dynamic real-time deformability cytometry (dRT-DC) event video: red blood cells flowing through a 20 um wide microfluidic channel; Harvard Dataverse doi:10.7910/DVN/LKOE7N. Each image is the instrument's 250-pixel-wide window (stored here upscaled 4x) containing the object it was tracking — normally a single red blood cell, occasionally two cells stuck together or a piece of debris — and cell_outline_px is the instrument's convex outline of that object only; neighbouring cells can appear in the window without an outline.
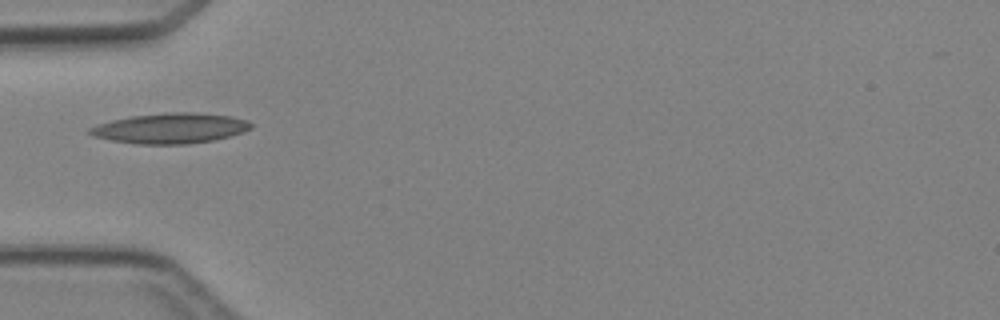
{"species": "Egyptian fruit bat (a non-hibernating species)", "species_latin": "Rousettus aegyptiacus", "temperature_condition": "cold", "stored_images_in_passage": 2, "camera_frame_rate_fps": 3000, "um_per_image_px": 0.085, "animal": {"sex": "female"}, "frame": {"image": 1, "passage_image": 1, "time_ms": 0.0, "image_size_px": [1000, 320], "cell_outline_px": [[252, 128], [244, 132], [232, 136], [212, 140], [188, 144], [136, 144], [112, 140], [92, 136], [88, 132], [88, 128], [112, 120], [132, 116], [168, 112], [196, 112], [232, 116], [248, 120], [252, 124]], "centroid_in_image_um": [14.53, 10.9], "position_along_channel_um": 70.5, "area_um2": 28.55}}
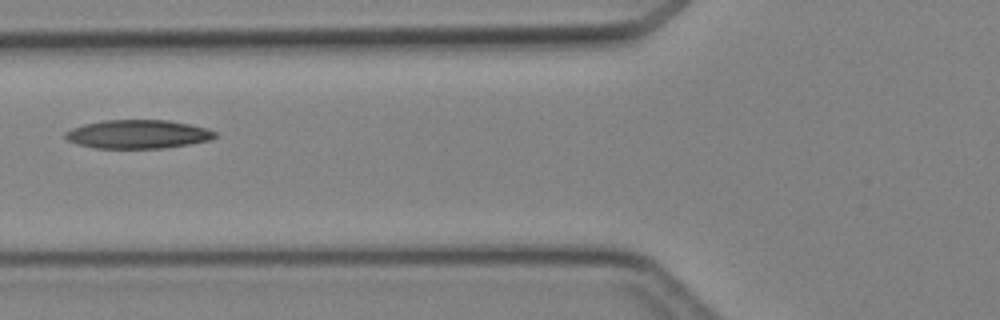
{"frame": {"image": 2, "passage_image": 2, "time_ms": 1.0, "image_size_px": [1000, 320], "cell_outline_px": [[216, 136], [208, 140], [188, 144], [164, 148], [92, 148], [76, 144], [68, 140], [64, 136], [64, 132], [72, 128], [84, 124], [104, 120], [168, 120], [208, 128], [216, 132]], "centroid_in_image_um": [11.68, 11.41], "position_along_channel_um": 114.1, "area_um2": 24.97}}